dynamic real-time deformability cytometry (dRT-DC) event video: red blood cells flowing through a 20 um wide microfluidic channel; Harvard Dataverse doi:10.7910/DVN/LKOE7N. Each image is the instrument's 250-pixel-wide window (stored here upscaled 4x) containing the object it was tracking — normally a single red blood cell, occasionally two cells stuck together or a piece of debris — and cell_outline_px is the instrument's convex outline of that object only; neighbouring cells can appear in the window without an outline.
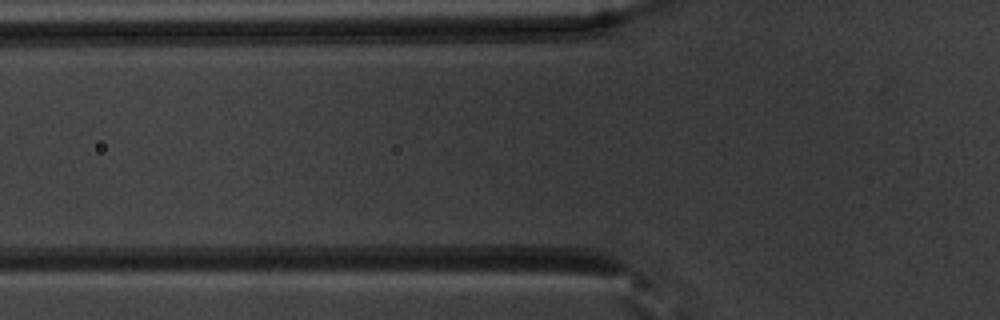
{"species": "common noctule bat (a hibernating species)", "species_latin": "Nyctalus noctula", "temperature_condition": "warm", "stored_images_in_passage": 4, "camera_frame_rate_fps": 3000, "um_per_image_px": 0.085, "animal": {"sex": "male", "body_mass_g": 20.1, "forearm_length_mm": 53.5}, "frame": {"image": 1, "passage_image": 3, "time_ms": 0.667, "image_size_px": [1000, 320], "cell_outline_px": [[576, 208], [568, 216], [436, 220], [424, 204], [460, 196], [512, 196], [572, 200], [576, 204]], "centroid_in_image_um": [42.42, 17.65], "position_along_channel_um": 83.4, "area_um2": 21.21}}